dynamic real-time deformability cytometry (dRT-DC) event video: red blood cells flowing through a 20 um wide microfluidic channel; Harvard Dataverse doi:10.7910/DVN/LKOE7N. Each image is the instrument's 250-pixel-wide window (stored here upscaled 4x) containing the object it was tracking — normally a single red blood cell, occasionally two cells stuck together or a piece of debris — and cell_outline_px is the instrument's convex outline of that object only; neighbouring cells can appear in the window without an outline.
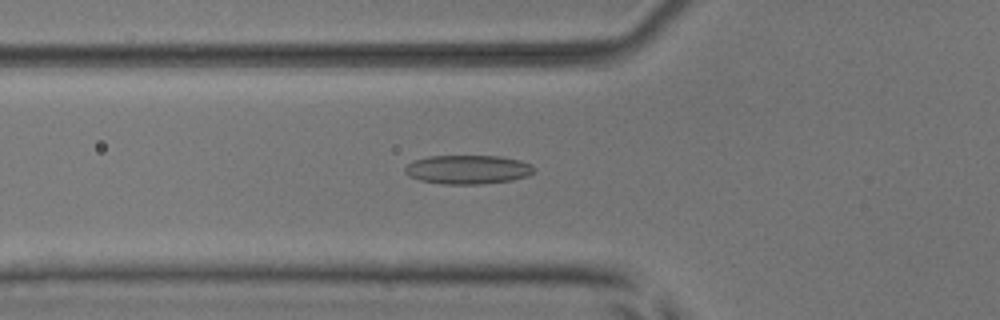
{"species": "common noctule bat (a hibernating species)", "species_latin": "Nyctalus noctula", "temperature_condition": "room temperature", "stored_images_in_passage": 40, "camera_frame_rate_fps": 3000, "um_per_image_px": 0.085, "animal": {"sex": "male", "body_mass_g": 17.9, "forearm_length_mm": 54.2}, "frame": {"image": 1, "passage_image": 6, "time_ms": 1.667, "image_size_px": [1000, 320], "cell_outline_px": [[536, 172], [528, 176], [512, 180], [480, 184], [444, 184], [420, 180], [408, 176], [404, 172], [404, 168], [412, 160], [428, 156], [500, 156], [520, 160], [532, 164], [536, 168]], "centroid_in_image_um": [39.79, 14.4], "position_along_channel_um": 86.0, "area_um2": 22.02}}
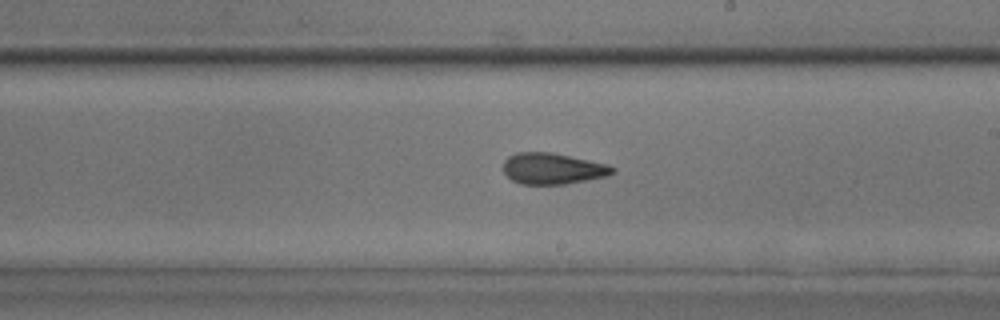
{"frame": {"image": 2, "passage_image": 18, "time_ms": 5.667, "image_size_px": [1000, 320], "cell_outline_px": [[616, 172], [608, 176], [564, 184], [520, 184], [512, 180], [504, 172], [504, 160], [508, 156], [516, 152], [552, 152], [608, 164], [616, 168]], "centroid_in_image_um": [47.0, 14.32], "position_along_channel_um": 242.0, "area_um2": 19.94}}
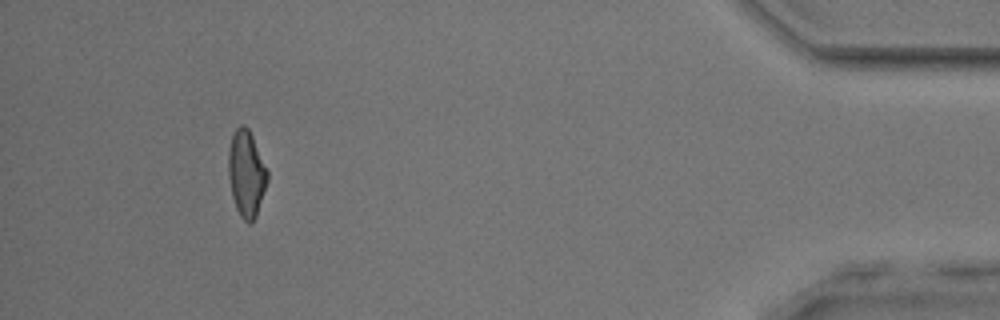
{"frame": {"image": 3, "passage_image": 36, "time_ms": 11.667, "image_size_px": [1000, 320], "cell_outline_px": [[268, 180], [256, 216], [248, 224], [240, 216], [236, 208], [232, 196], [228, 176], [228, 152], [232, 136], [236, 128], [240, 124], [244, 124], [248, 128], [252, 136], [268, 172]], "centroid_in_image_um": [20.93, 14.75], "position_along_channel_um": 414.3, "area_um2": 19.48}, "authors_computed_cell_mechanics": {"area_um2": 19.7676, "velocity_mm_per_s": 3.9059, "shape_relaxation_time_tau1_ms": 5.9529, "shape_relaxation_time_tau2_ms": 2.1659, "deformation_change_tau1": 0.1497, "deformation_change_tau2": 0.1003}}